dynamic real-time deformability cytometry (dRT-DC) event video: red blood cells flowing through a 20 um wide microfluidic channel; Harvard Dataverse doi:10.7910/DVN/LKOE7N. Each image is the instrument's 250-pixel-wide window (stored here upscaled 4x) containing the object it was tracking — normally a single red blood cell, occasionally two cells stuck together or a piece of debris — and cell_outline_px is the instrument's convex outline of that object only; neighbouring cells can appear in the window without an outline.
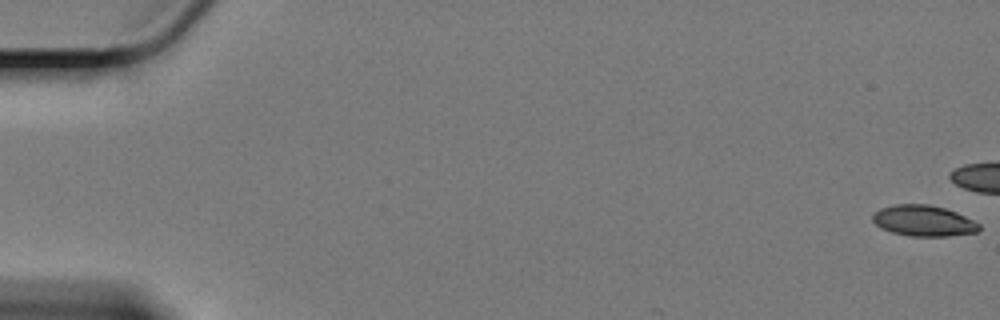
{"species": "Egyptian fruit bat (a non-hibernating species)", "species_latin": "Rousettus aegyptiacus", "temperature_condition": "cold", "stored_images_in_passage": 10, "camera_frame_rate_fps": 3000, "um_per_image_px": 0.085, "animal": {"sex": "female"}, "frame": {"image": 1, "passage_image": 1, "time_ms": 0.0, "image_size_px": [1000, 320], "cell_outline_px": [[980, 228], [976, 232], [948, 236], [912, 236], [892, 232], [880, 228], [872, 220], [872, 216], [880, 208], [896, 204], [928, 204], [944, 208], [956, 212], [980, 224]], "centroid_in_image_um": [78.48, 18.76], "position_along_channel_um": 6.5, "area_um2": 19.02}}